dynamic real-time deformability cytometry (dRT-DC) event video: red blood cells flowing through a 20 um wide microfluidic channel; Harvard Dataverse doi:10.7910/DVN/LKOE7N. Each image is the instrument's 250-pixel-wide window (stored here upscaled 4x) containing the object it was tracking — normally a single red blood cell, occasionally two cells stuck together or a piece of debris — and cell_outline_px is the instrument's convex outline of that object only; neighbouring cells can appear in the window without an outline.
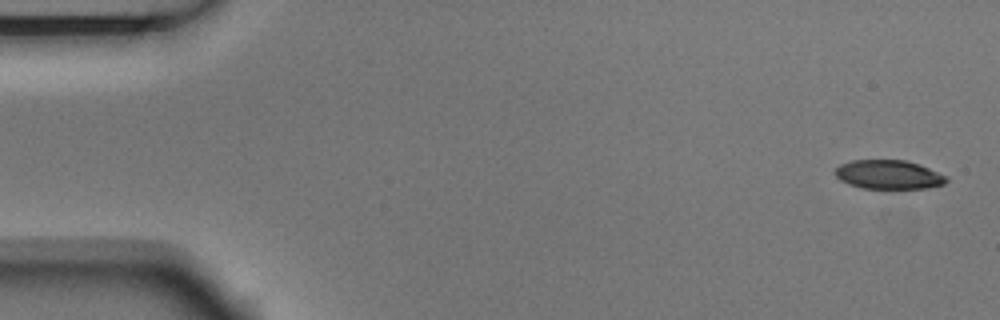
{"species": "Egyptian fruit bat (a non-hibernating species)", "species_latin": "Rousettus aegyptiacus", "temperature_condition": "room temperature", "stored_images_in_passage": 6, "camera_frame_rate_fps": 3000, "um_per_image_px": 0.085, "animal": {"sex": "male"}, "frame": {"image": 1, "passage_image": 1, "time_ms": 0.0, "image_size_px": [1000, 320], "cell_outline_px": [[948, 180], [944, 184], [928, 188], [864, 188], [848, 184], [840, 180], [832, 172], [840, 164], [852, 160], [904, 160], [920, 164], [948, 176]], "centroid_in_image_um": [75.53, 14.83], "position_along_channel_um": 9.5, "area_um2": 18.9}}
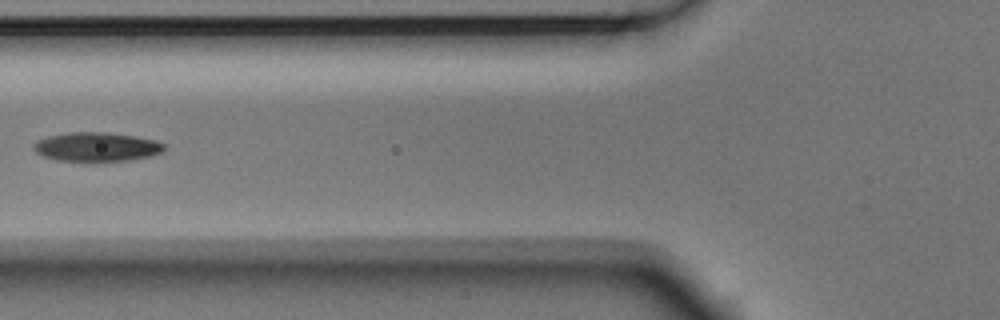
{"frame": {"image": 2, "passage_image": 5, "time_ms": 1.333, "image_size_px": [1000, 320], "cell_outline_px": [[164, 152], [152, 156], [128, 160], [56, 160], [44, 156], [36, 152], [32, 148], [32, 144], [36, 140], [48, 136], [68, 132], [104, 132], [132, 136], [156, 140], [164, 144]], "centroid_in_image_um": [8.2, 12.47], "position_along_channel_um": 117.6, "area_um2": 21.91}}
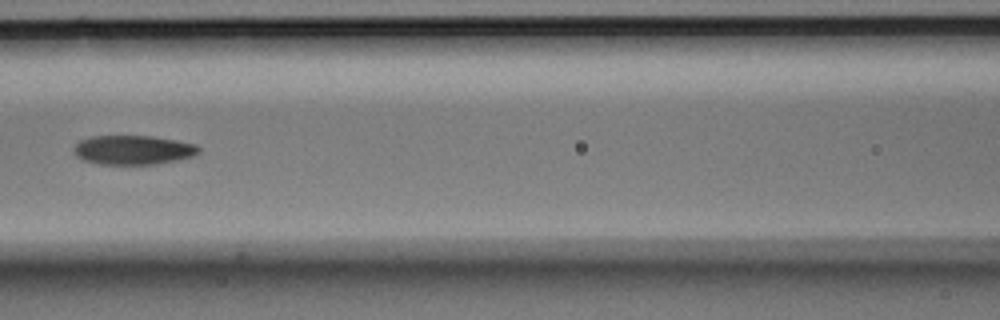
{"frame": {"image": 3, "passage_image": 6, "time_ms": 1.667, "image_size_px": [1000, 320], "cell_outline_px": [[200, 152], [196, 156], [156, 164], [100, 164], [84, 160], [76, 156], [72, 148], [80, 140], [92, 136], [152, 136], [176, 140], [196, 144], [200, 148]], "centroid_in_image_um": [11.34, 12.74], "position_along_channel_um": 155.3, "area_um2": 21.39}}